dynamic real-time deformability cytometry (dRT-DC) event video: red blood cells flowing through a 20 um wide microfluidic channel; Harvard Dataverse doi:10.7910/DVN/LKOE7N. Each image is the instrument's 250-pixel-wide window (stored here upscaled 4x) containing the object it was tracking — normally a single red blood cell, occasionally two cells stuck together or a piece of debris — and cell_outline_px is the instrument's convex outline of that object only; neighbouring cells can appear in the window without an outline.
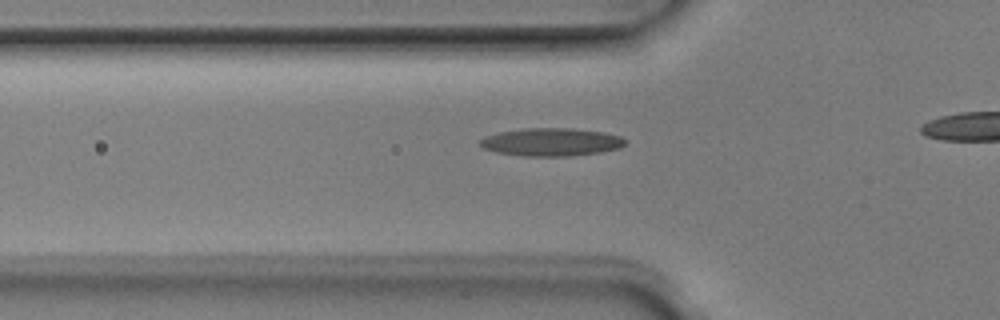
{"species": "Egyptian fruit bat (a non-hibernating species)", "species_latin": "Rousettus aegyptiacus", "temperature_condition": "room temperature", "stored_images_in_passage": 37, "camera_frame_rate_fps": 3000, "um_per_image_px": 0.085, "animal": {"sex": "male"}, "frame": {"image": 1, "passage_image": 13, "time_ms": 4.0, "image_size_px": [1000, 320], "cell_outline_px": [[624, 144], [620, 148], [600, 152], [572, 156], [520, 156], [496, 152], [484, 148], [480, 144], [480, 140], [484, 136], [500, 132], [524, 128], [572, 128], [604, 132], [620, 136], [624, 140]], "centroid_in_image_um": [46.84, 12.07], "position_along_channel_um": 79.0, "area_um2": 23.64}}
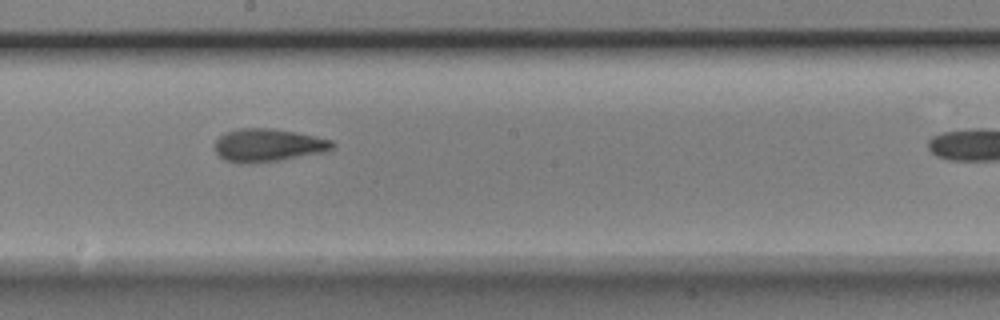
{"frame": {"image": 2, "passage_image": 24, "time_ms": 7.667, "image_size_px": [1000, 320], "cell_outline_px": [[336, 144], [332, 148], [324, 152], [276, 160], [248, 164], [240, 164], [224, 160], [216, 152], [216, 140], [224, 132], [240, 128], [272, 128], [296, 132], [332, 140]], "centroid_in_image_um": [22.76, 12.34], "position_along_channel_um": 225.4, "area_um2": 22.48}}
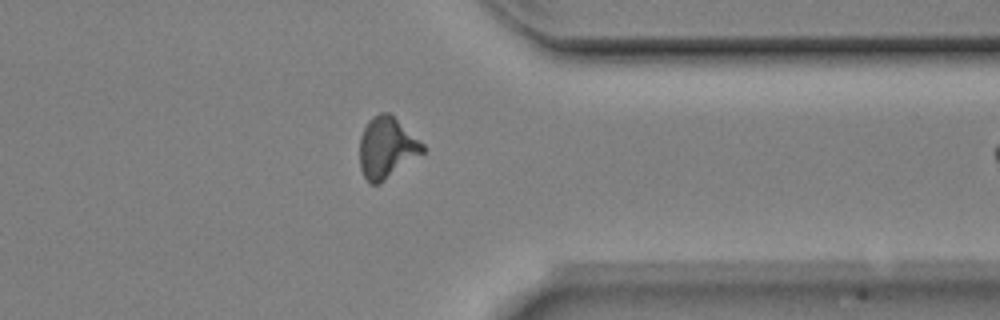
{"frame": {"image": 3, "passage_image": 36, "time_ms": 11.667, "image_size_px": [1000, 320], "cell_outline_px": [[424, 152], [380, 184], [368, 184], [360, 168], [360, 136], [368, 120], [372, 116], [380, 112], [388, 112], [424, 144]], "centroid_in_image_um": [32.84, 12.57], "position_along_channel_um": 378.6, "area_um2": 22.37}}